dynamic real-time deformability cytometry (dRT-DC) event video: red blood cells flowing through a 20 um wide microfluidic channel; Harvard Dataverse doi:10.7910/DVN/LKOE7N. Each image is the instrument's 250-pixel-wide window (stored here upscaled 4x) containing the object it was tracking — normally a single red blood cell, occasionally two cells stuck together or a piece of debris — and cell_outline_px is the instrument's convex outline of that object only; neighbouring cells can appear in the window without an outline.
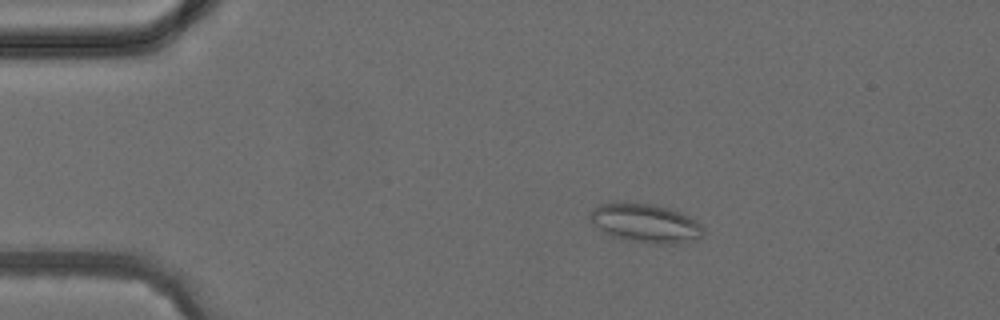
{"species": "common noctule bat (a hibernating species)", "species_latin": "Nyctalus noctula", "temperature_condition": "cold", "stored_images_in_passage": 2, "camera_frame_rate_fps": 3000, "um_per_image_px": 0.085, "animal": {"sex": "female", "body_mass_g": 24.6, "forearm_length_mm": 56.2}, "frame": {"image": 1, "passage_image": 2, "time_ms": 1.0, "image_size_px": [1000, 320], "cell_outline_px": [[704, 236], [696, 240], [680, 244], [652, 244], [612, 236], [604, 232], [588, 216], [600, 204], [616, 200], [628, 200], [656, 204], [680, 212], [696, 220], [704, 228]], "centroid_in_image_um": [54.92, 18.94], "position_along_channel_um": 30.1, "area_um2": 26.13}}